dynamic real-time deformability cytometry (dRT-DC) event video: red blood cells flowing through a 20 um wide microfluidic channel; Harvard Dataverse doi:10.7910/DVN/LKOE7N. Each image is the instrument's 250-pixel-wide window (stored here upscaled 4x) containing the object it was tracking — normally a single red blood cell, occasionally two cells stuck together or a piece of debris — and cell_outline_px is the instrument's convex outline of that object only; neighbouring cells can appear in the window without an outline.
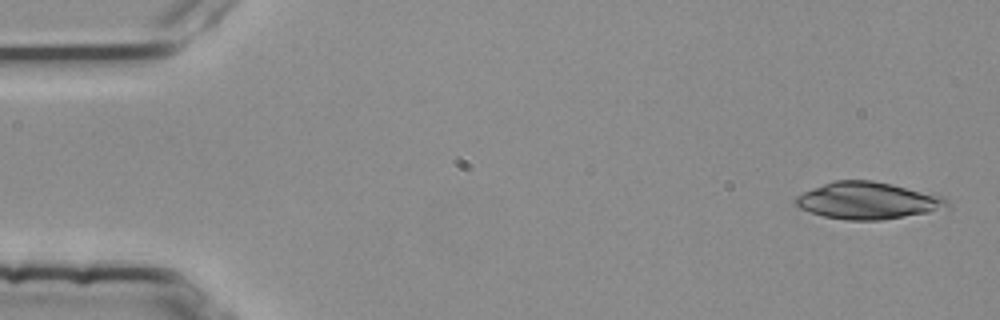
{"species": "common noctule bat (a hibernating species)", "species_latin": "Nyctalus noctula", "temperature_condition": "room temperature", "stored_images_in_passage": 5, "camera_frame_rate_fps": 3000, "um_per_image_px": 0.085, "animal": {"sex": "female", "body_mass_g": 25.1}, "frame": {"image": 1, "passage_image": 1, "time_ms": 0.0, "image_size_px": [1000, 320], "cell_outline_px": [[948, 204], [928, 212], [880, 220], [844, 220], [824, 216], [800, 208], [792, 204], [792, 200], [796, 196], [812, 188], [832, 180], [872, 180], [936, 192], [948, 200]], "centroid_in_image_um": [73.73, 17.03], "position_along_channel_um": 11.3, "area_um2": 32.83}}